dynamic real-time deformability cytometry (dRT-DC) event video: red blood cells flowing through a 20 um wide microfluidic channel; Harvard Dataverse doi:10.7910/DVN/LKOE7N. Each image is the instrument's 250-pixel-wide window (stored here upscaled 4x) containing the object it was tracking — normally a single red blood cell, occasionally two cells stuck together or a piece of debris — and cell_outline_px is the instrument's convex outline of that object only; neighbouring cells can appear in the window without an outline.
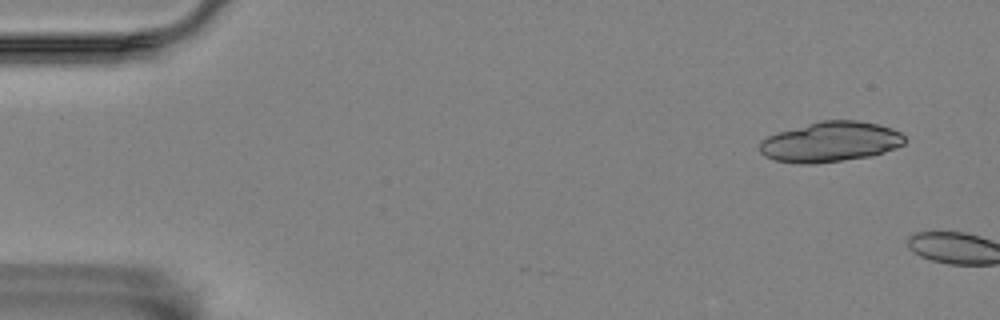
{"species": "Egyptian fruit bat (a non-hibernating species)", "species_latin": "Rousettus aegyptiacus", "temperature_condition": "room temperature", "stored_images_in_passage": 2, "camera_frame_rate_fps": 3000, "um_per_image_px": 0.085, "animal": {"sex": "female"}, "frame": {"image": 1, "passage_image": 1, "time_ms": 0.0, "image_size_px": [1000, 320], "cell_outline_px": [[904, 144], [896, 148], [872, 156], [816, 164], [800, 164], [776, 160], [764, 156], [760, 152], [760, 140], [768, 136], [780, 132], [820, 120], [860, 120], [892, 128], [900, 132], [904, 136]], "centroid_in_image_um": [70.6, 12.06], "position_along_channel_um": 14.4, "area_um2": 33.99}}